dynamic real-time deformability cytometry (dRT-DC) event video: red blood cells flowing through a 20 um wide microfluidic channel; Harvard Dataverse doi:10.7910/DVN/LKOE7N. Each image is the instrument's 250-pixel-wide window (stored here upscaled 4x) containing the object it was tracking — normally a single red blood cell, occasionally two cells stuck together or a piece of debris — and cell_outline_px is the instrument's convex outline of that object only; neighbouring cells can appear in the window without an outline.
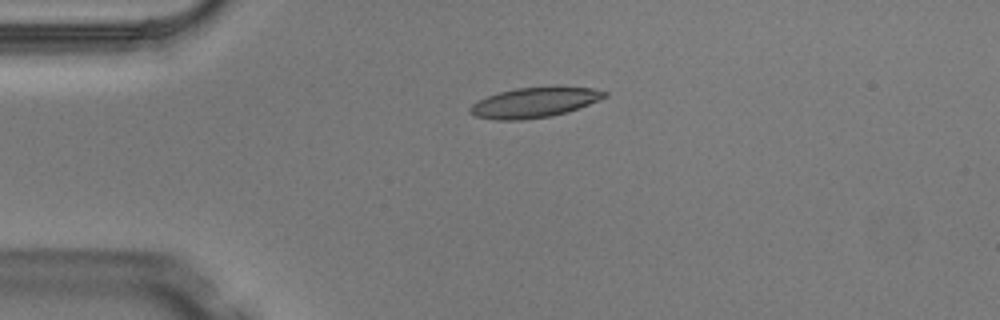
{"species": "Egyptian fruit bat (a non-hibernating species)", "species_latin": "Rousettus aegyptiacus", "temperature_condition": "warm", "stored_images_in_passage": 4, "camera_frame_rate_fps": 3000, "um_per_image_px": 0.085, "animal": {"sex": "male"}, "frame": {"image": 1, "passage_image": 4, "time_ms": 1.0, "image_size_px": [1000, 320], "cell_outline_px": [[608, 96], [568, 112], [548, 116], [520, 120], [492, 120], [476, 116], [468, 112], [468, 108], [472, 104], [488, 96], [500, 92], [516, 88], [556, 84], [592, 88], [608, 92]], "centroid_in_image_um": [45.46, 8.67], "position_along_channel_um": 39.5, "area_um2": 24.1}}